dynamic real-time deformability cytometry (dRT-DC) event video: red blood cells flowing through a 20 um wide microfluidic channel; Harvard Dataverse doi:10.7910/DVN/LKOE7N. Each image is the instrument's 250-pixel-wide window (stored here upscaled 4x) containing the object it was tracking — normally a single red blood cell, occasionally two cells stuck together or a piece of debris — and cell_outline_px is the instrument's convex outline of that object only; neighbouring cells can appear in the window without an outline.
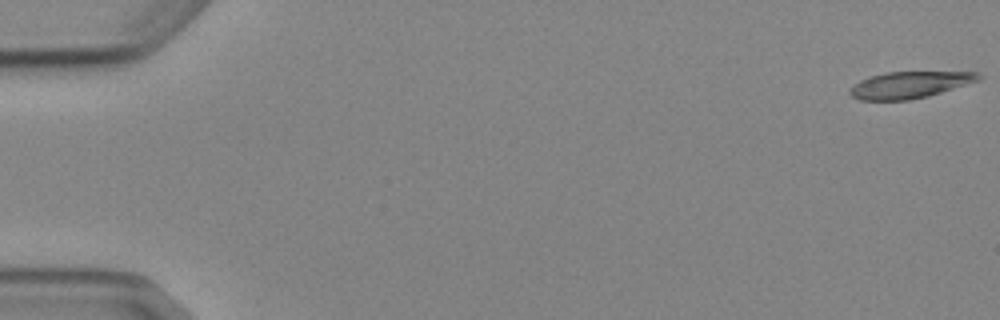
{"species": "Egyptian fruit bat (a non-hibernating species)", "species_latin": "Rousettus aegyptiacus", "temperature_condition": "cold", "stored_images_in_passage": 5, "camera_frame_rate_fps": 3000, "um_per_image_px": 0.085, "animal": {"sex": "female"}, "frame": {"image": 1, "passage_image": 1, "time_ms": 0.0, "image_size_px": [1000, 320], "cell_outline_px": [[984, 76], [980, 80], [928, 96], [908, 100], [860, 100], [852, 96], [848, 92], [860, 80], [868, 76], [884, 72], [980, 72]], "centroid_in_image_um": [77.34, 7.2], "position_along_channel_um": 7.7, "area_um2": 19.94}}
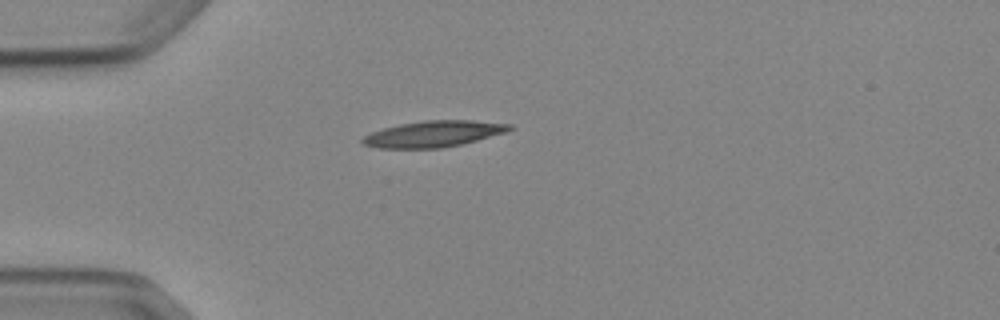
{"frame": {"image": 2, "passage_image": 5, "time_ms": 4.667, "image_size_px": [1000, 320], "cell_outline_px": [[512, 128], [508, 132], [460, 144], [440, 148], [376, 148], [364, 144], [360, 140], [364, 136], [372, 132], [384, 128], [400, 124], [424, 120], [472, 120], [512, 124]], "centroid_in_image_um": [36.86, 11.37], "position_along_channel_um": 48.1, "area_um2": 22.31}}